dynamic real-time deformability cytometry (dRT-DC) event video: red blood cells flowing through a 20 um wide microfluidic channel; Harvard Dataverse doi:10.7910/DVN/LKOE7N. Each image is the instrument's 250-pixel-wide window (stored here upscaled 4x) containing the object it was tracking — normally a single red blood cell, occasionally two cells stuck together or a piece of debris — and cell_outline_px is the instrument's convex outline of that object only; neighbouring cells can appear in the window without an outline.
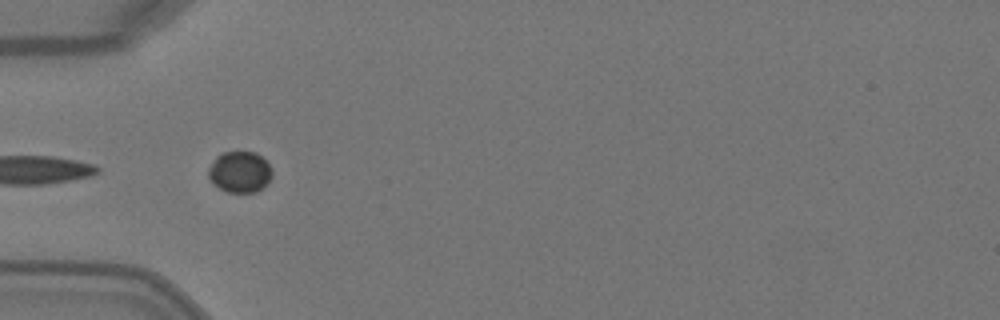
{"species": "Egyptian fruit bat (a non-hibernating species)", "species_latin": "Rousettus aegyptiacus", "temperature_condition": "warm", "stored_images_in_passage": 7, "segment_of_instrument_passage": [2, 2], "camera_frame_rate_fps": 3000, "um_per_image_px": 0.085, "animal": {"sex": "female"}, "frame": {"image": 1, "passage_image": 5, "time_ms": 1.333, "image_size_px": [1000, 320], "cell_outline_px": [[272, 176], [264, 188], [256, 192], [228, 192], [212, 184], [208, 176], [208, 168], [216, 156], [224, 152], [256, 152], [272, 168]], "centroid_in_image_um": [20.38, 14.62], "position_along_channel_um": 64.6, "area_um2": 15.37}}
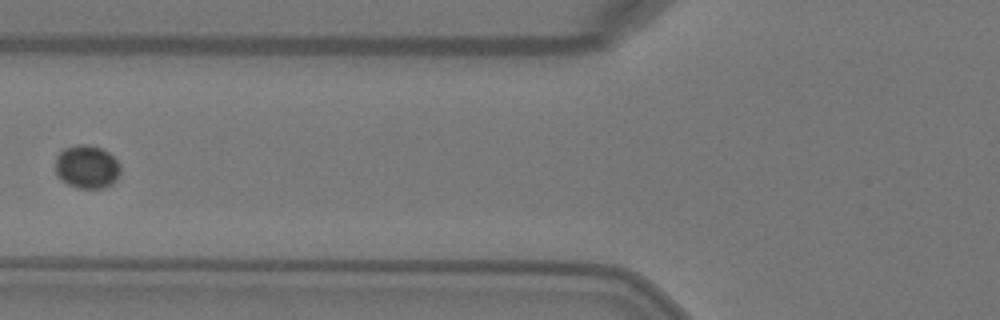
{"frame": {"image": 2, "passage_image": 6, "time_ms": 1.667, "image_size_px": [1000, 320], "cell_outline_px": [[120, 172], [116, 180], [112, 184], [104, 188], [80, 188], [68, 184], [56, 176], [56, 156], [64, 148], [80, 144], [88, 144], [100, 148], [108, 152], [120, 164]], "centroid_in_image_um": [7.39, 14.18], "position_along_channel_um": 118.4, "area_um2": 16.42}}